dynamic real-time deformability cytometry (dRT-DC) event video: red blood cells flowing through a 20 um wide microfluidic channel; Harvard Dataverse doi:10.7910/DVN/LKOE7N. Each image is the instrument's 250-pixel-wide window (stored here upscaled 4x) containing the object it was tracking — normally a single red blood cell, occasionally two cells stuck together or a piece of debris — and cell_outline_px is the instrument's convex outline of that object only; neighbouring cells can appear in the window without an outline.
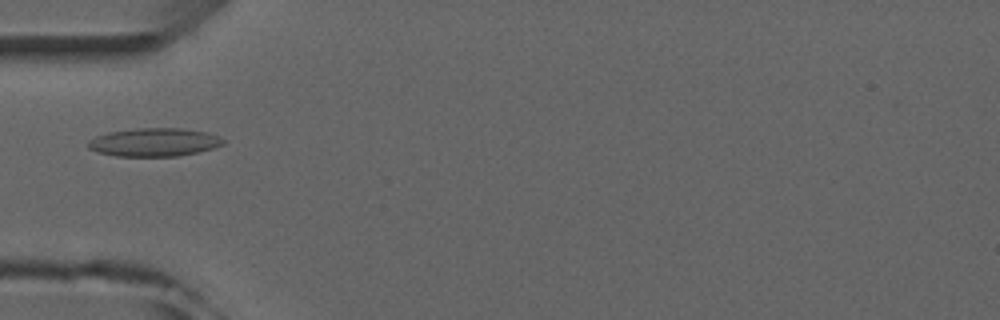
{"species": "common noctule bat (a hibernating species)", "species_latin": "Nyctalus noctula", "temperature_condition": "room temperature", "stored_images_in_passage": 5, "camera_frame_rate_fps": 3000, "um_per_image_px": 0.085, "animal": {"sex": "male", "forearm_length_mm": 52.5}, "frame": {"image": 1, "passage_image": 4, "time_ms": 4.333, "image_size_px": [1000, 320], "cell_outline_px": [[224, 144], [212, 148], [196, 152], [176, 156], [116, 156], [100, 152], [88, 148], [88, 140], [96, 136], [108, 132], [136, 128], [184, 128], [208, 132], [224, 140]], "centroid_in_image_um": [13.09, 12.08], "position_along_channel_um": 71.9, "area_um2": 22.14}}
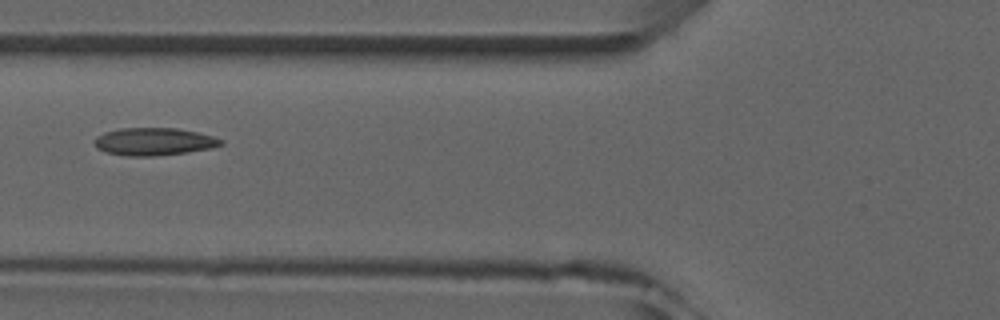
{"frame": {"image": 2, "passage_image": 5, "time_ms": 5.333, "image_size_px": [1000, 320], "cell_outline_px": [[224, 144], [212, 148], [188, 152], [156, 156], [128, 156], [104, 152], [96, 148], [96, 136], [104, 132], [120, 128], [176, 128], [196, 132], [212, 136], [224, 140]], "centroid_in_image_um": [13.09, 12.04], "position_along_channel_um": 112.7, "area_um2": 20.4}}